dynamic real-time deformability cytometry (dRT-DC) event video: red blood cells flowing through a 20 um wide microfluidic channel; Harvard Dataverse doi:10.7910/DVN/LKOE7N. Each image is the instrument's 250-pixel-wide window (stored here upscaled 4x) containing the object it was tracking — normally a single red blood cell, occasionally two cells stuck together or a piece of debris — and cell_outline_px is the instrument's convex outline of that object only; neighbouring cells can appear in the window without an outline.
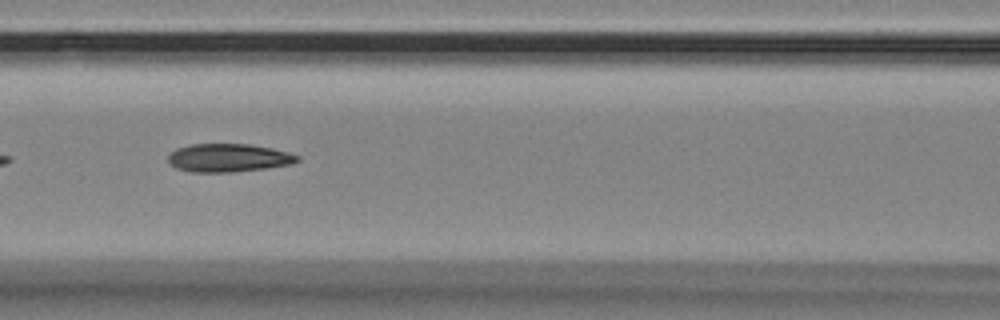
{"species": "Egyptian fruit bat (a non-hibernating species)", "species_latin": "Rousettus aegyptiacus", "temperature_condition": "room temperature", "stored_images_in_passage": 41, "camera_frame_rate_fps": 3000, "um_per_image_px": 0.085, "animal": {"sex": "female"}, "frame": {"image": 1, "passage_image": 9, "time_ms": 2.667, "image_size_px": [1000, 320], "cell_outline_px": [[300, 160], [292, 164], [264, 168], [232, 172], [192, 172], [176, 168], [168, 164], [168, 156], [176, 148], [192, 144], [248, 144], [272, 148], [288, 152], [300, 156]], "centroid_in_image_um": [19.41, 13.41], "position_along_channel_um": 147.2, "area_um2": 21.27}}
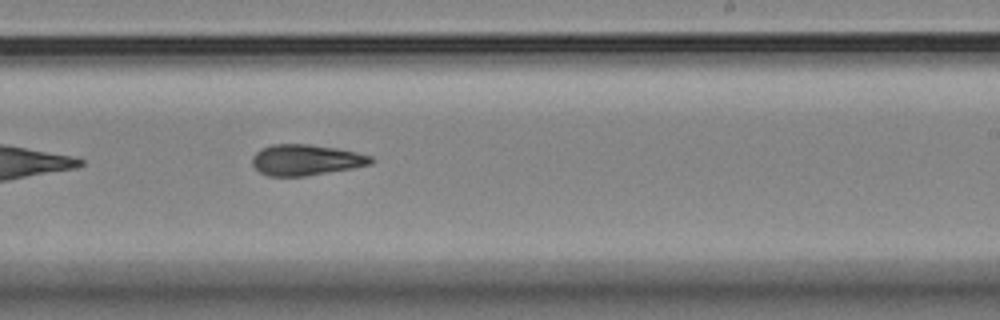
{"frame": {"image": 2, "passage_image": 19, "time_ms": 6.0, "image_size_px": [1000, 320], "cell_outline_px": [[376, 160], [372, 164], [352, 168], [304, 176], [268, 176], [260, 172], [252, 164], [252, 156], [260, 148], [272, 144], [308, 144], [336, 148], [356, 152], [372, 156]], "centroid_in_image_um": [26.0, 13.59], "position_along_channel_um": 263.0, "area_um2": 21.39}}
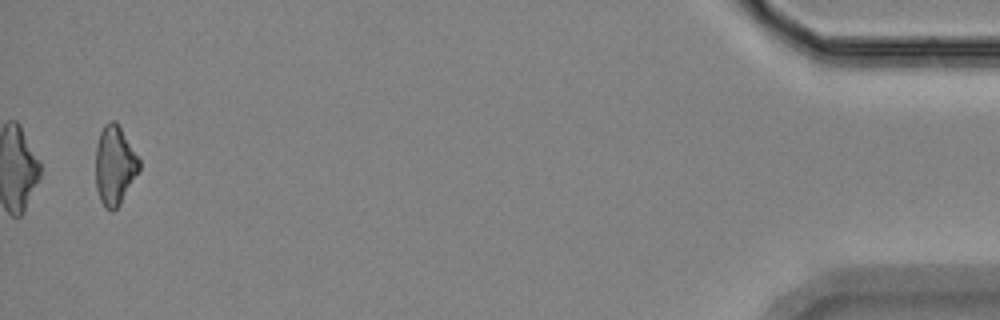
{"frame": {"image": 3, "passage_image": 40, "time_ms": 13.0, "image_size_px": [1000, 320], "cell_outline_px": [[140, 172], [120, 204], [112, 212], [104, 208], [100, 200], [96, 188], [96, 144], [100, 132], [104, 124], [112, 120], [116, 120], [140, 160]], "centroid_in_image_um": [9.75, 14.07], "position_along_channel_um": 425.4, "area_um2": 20.35}, "authors_computed_cell_mechanics": {"area_um2": 21.2126, "velocity_mm_per_s": 3.4902, "shape_relaxation_time_tau1_ms": 6.3053, "shape_relaxation_time_tau2_ms": 4.0836, "deformation_change_tau1": 0.1829, "deformation_change_tau2": 0.1163}}